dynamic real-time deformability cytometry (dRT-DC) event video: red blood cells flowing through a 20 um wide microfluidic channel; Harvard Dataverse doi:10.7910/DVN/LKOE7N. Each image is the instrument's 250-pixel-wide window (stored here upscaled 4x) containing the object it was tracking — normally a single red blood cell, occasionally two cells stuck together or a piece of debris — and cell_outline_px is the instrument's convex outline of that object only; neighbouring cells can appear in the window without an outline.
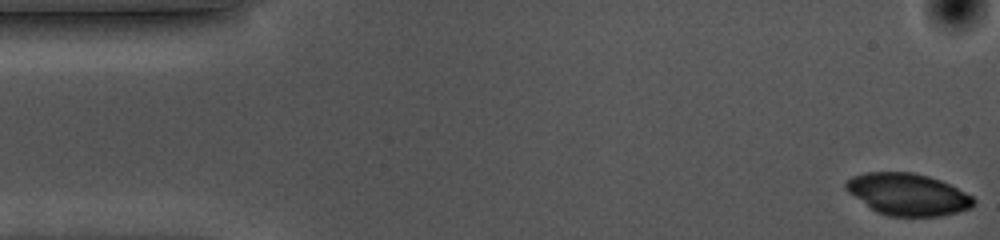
{"species": "common noctule bat (a hibernating species)", "species_latin": "Nyctalus noctula", "temperature_condition": "cold", "stored_images_in_passage": 46, "camera_frame_rate_fps": 3000, "um_per_image_px": 0.085, "animal": {"sex": "female", "body_mass_g": 10.0, "forearm_length_mm": 53.1}, "frame": {"image": 1, "passage_image": 1, "time_ms": 0.0, "image_size_px": [1000, 240], "cell_outline_px": [[976, 204], [972, 208], [940, 216], [888, 216], [876, 212], [848, 192], [844, 188], [844, 184], [852, 176], [868, 172], [912, 172], [928, 176], [940, 180], [972, 196], [976, 200]], "centroid_in_image_um": [77.16, 16.52], "position_along_channel_um": 7.8, "area_um2": 31.1}}
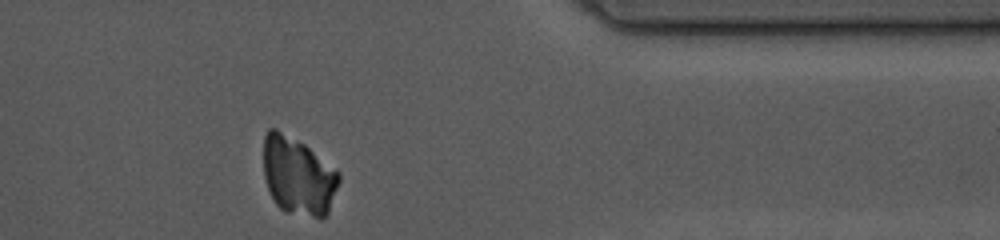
{"frame": {"image": 2, "passage_image": 44, "time_ms": 14.333, "image_size_px": [1000, 240], "cell_outline_px": [[340, 180], [328, 212], [324, 220], [320, 220], [284, 212], [276, 204], [268, 188], [264, 176], [264, 136], [268, 128], [276, 128], [304, 144], [340, 172]], "centroid_in_image_um": [25.35, 15.0], "position_along_channel_um": 386.1, "area_um2": 34.56}}